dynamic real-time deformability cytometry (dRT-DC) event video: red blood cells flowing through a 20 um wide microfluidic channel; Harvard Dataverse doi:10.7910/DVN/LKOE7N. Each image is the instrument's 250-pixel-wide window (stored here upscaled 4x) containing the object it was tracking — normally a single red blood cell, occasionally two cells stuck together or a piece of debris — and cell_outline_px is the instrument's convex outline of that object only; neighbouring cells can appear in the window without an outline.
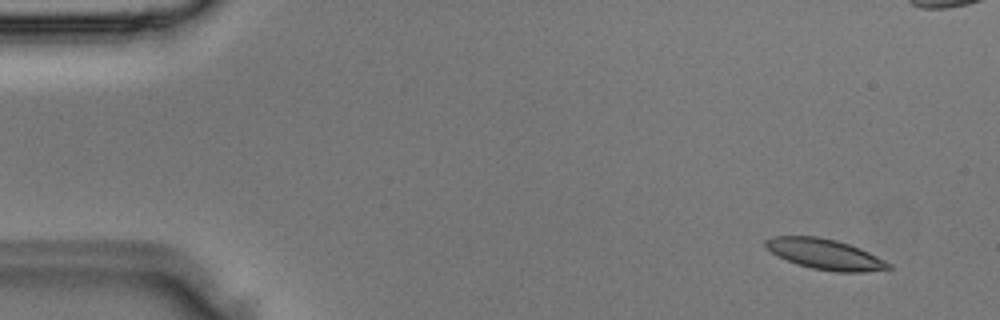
{"species": "Egyptian fruit bat (a non-hibernating species)", "species_latin": "Rousettus aegyptiacus", "temperature_condition": "room temperature", "stored_images_in_passage": 4, "camera_frame_rate_fps": 3000, "um_per_image_px": 0.085, "animal": {"sex": "male"}, "frame": {"image": 1, "passage_image": 1, "time_ms": 0.0, "image_size_px": [1000, 320], "cell_outline_px": [[892, 268], [864, 272], [836, 272], [812, 268], [788, 260], [772, 252], [764, 244], [764, 240], [772, 236], [820, 236], [836, 240], [860, 248], [892, 264]], "centroid_in_image_um": [70.14, 21.6], "position_along_channel_um": 14.9, "area_um2": 21.56}}
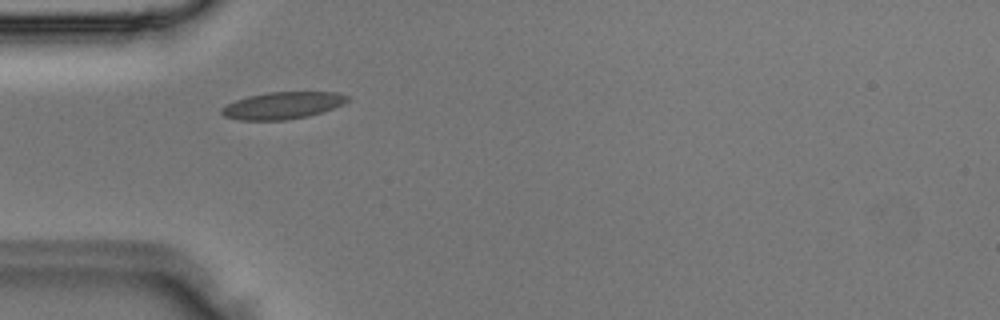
{"frame": {"image": 2, "passage_image": 4, "time_ms": 1.0, "image_size_px": [1000, 320], "cell_outline_px": [[352, 96], [348, 100], [332, 108], [308, 116], [284, 120], [240, 120], [224, 116], [220, 112], [220, 108], [236, 100], [248, 96], [268, 92], [336, 92]], "centroid_in_image_um": [24.0, 8.96], "position_along_channel_um": 61.0, "area_um2": 19.65}}